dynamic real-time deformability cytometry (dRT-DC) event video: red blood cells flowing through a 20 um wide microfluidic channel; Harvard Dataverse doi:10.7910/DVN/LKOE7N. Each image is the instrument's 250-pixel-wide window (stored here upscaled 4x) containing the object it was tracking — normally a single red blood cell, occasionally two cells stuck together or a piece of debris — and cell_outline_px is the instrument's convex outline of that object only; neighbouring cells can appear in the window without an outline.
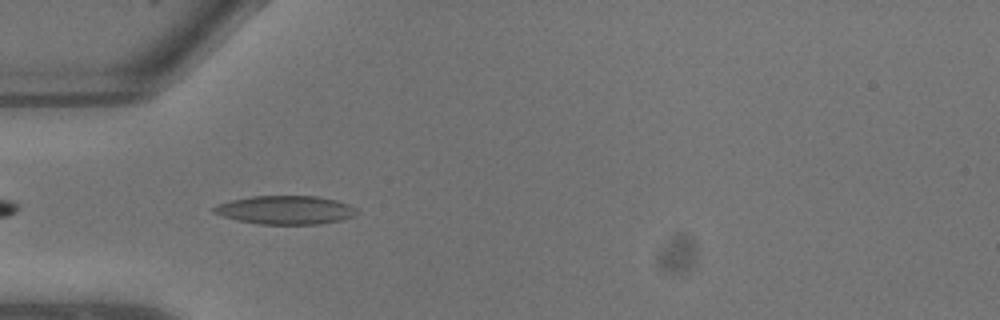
{"species": "common noctule bat (a hibernating species)", "species_latin": "Nyctalus noctula", "temperature_condition": "warm", "stored_images_in_passage": 11, "camera_frame_rate_fps": 3000, "um_per_image_px": 0.085, "animal": {"sex": "male", "body_mass_g": 13.3}, "frame": {"image": 1, "passage_image": 7, "time_ms": 2.0, "image_size_px": [1000, 320], "cell_outline_px": [[360, 212], [356, 216], [340, 220], [320, 224], [260, 224], [240, 220], [224, 216], [212, 212], [212, 208], [216, 204], [232, 200], [252, 196], [316, 196], [336, 200], [348, 204], [356, 208]], "centroid_in_image_um": [24.31, 17.84], "position_along_channel_um": 60.7, "area_um2": 23.76}}
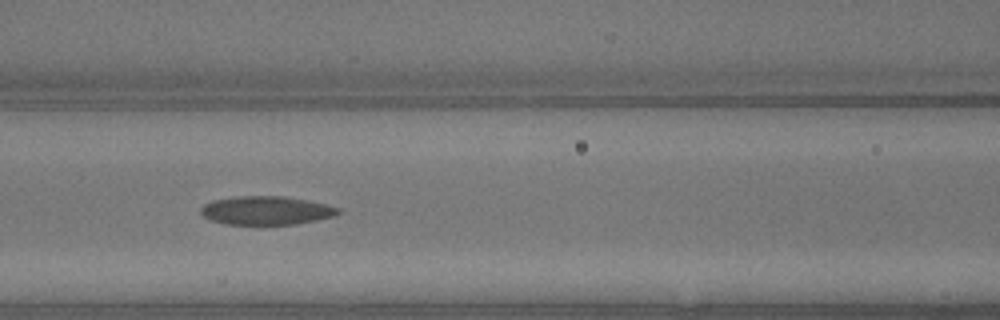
{"frame": {"image": 2, "passage_image": 10, "time_ms": 3.0, "image_size_px": [1000, 320], "cell_outline_px": [[340, 212], [332, 216], [316, 220], [296, 224], [224, 224], [212, 220], [204, 216], [200, 212], [200, 208], [204, 204], [212, 200], [236, 196], [284, 196], [308, 200], [340, 208]], "centroid_in_image_um": [22.6, 17.88], "position_along_channel_um": 144.0, "area_um2": 22.77}}